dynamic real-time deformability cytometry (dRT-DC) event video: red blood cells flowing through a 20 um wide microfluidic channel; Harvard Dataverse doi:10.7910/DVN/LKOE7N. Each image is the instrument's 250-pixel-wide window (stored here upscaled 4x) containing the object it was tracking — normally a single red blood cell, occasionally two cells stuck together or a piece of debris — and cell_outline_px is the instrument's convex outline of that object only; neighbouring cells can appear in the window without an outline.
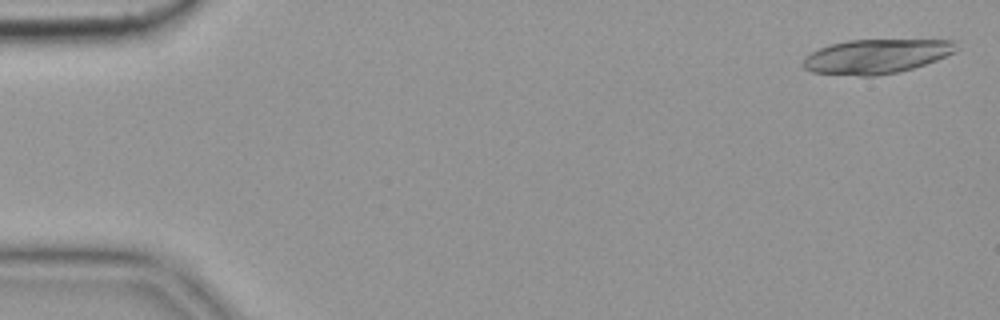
{"species": "common noctule bat (a hibernating species)", "species_latin": "Nyctalus noctula", "temperature_condition": "cold", "stored_images_in_passage": 5, "camera_frame_rate_fps": 3000, "um_per_image_px": 0.085, "animal": {"sex": "female", "body_mass_g": 19.9}, "frame": {"image": 1, "passage_image": 1, "time_ms": 0.0, "image_size_px": [1000, 320], "cell_outline_px": [[956, 52], [936, 60], [912, 68], [896, 72], [876, 76], [860, 76], [812, 72], [804, 68], [804, 60], [812, 52], [828, 44], [848, 40], [956, 40]], "centroid_in_image_um": [74.5, 4.78], "position_along_channel_um": 10.5, "area_um2": 30.4}}
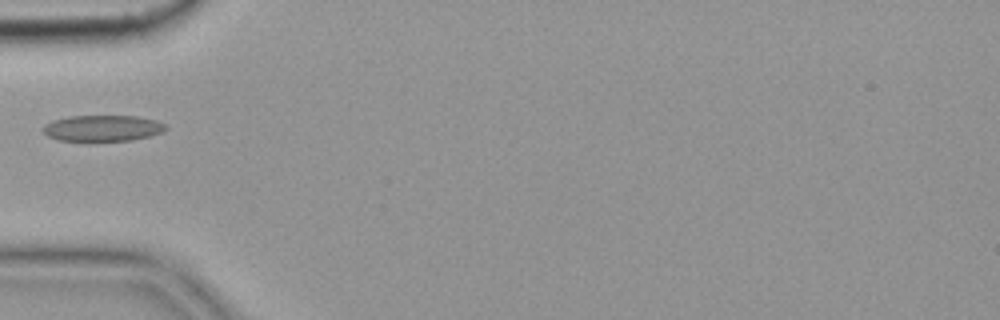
{"frame": {"image": 2, "passage_image": 5, "time_ms": 1.333, "image_size_px": [1000, 320], "cell_outline_px": [[168, 128], [164, 132], [132, 140], [88, 144], [84, 144], [56, 140], [48, 136], [44, 132], [44, 124], [52, 120], [68, 116], [136, 116], [156, 120], [168, 124]], "centroid_in_image_um": [8.7, 10.95], "position_along_channel_um": 76.3, "area_um2": 19.77}}